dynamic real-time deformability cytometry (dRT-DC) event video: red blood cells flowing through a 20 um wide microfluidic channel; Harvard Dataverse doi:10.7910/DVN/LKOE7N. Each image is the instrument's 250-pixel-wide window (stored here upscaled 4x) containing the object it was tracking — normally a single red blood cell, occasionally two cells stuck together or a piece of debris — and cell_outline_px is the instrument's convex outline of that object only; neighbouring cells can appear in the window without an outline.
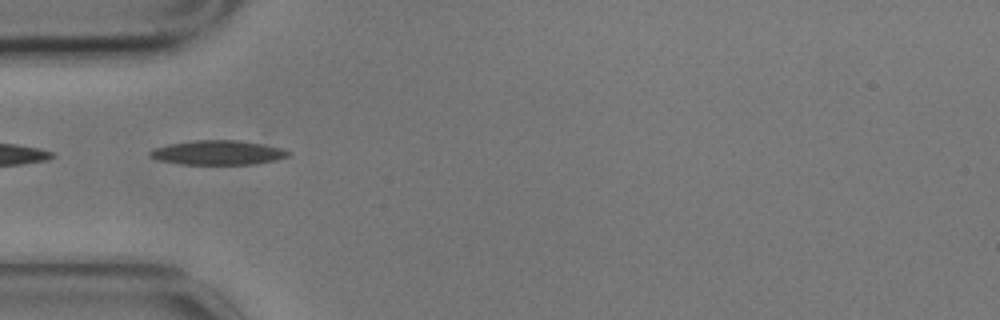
{"species": "common noctule bat (a hibernating species)", "species_latin": "Nyctalus noctula", "temperature_condition": "cold", "stored_images_in_passage": 7, "camera_frame_rate_fps": 3000, "um_per_image_px": 0.085, "animal": {"sex": "male", "body_mass_g": 17.9}, "frame": {"image": 1, "passage_image": 6, "time_ms": 1.667, "image_size_px": [1000, 320], "cell_outline_px": [[292, 152], [288, 156], [276, 160], [256, 164], [180, 164], [156, 160], [148, 156], [148, 152], [156, 148], [168, 144], [196, 140], [236, 140], [264, 144], [284, 148]], "centroid_in_image_um": [18.54, 12.97], "position_along_channel_um": 66.5, "area_um2": 19.83}}